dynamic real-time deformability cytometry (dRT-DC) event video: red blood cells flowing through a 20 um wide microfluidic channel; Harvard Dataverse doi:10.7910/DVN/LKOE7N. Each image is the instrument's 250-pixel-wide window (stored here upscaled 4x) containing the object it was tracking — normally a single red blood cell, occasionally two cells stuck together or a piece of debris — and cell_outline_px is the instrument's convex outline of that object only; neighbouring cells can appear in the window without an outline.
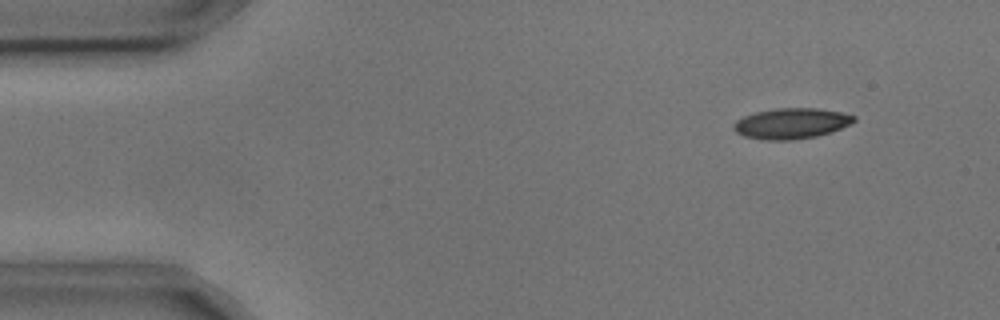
{"species": "common noctule bat (a hibernating species)", "species_latin": "Nyctalus noctula", "temperature_condition": "cold", "stored_images_in_passage": 4, "camera_frame_rate_fps": 3000, "um_per_image_px": 0.085, "animal": {"sex": "male", "body_mass_g": 17.9, "forearm_length_mm": 54.2}, "frame": {"image": 1, "passage_image": 2, "time_ms": 0.333, "image_size_px": [1000, 320], "cell_outline_px": [[856, 120], [840, 128], [816, 136], [792, 140], [764, 140], [744, 136], [736, 132], [732, 128], [732, 124], [736, 120], [744, 116], [756, 112], [776, 108], [816, 108], [840, 112], [856, 116]], "centroid_in_image_um": [67.21, 10.49], "position_along_channel_um": 17.8, "area_um2": 21.33}}